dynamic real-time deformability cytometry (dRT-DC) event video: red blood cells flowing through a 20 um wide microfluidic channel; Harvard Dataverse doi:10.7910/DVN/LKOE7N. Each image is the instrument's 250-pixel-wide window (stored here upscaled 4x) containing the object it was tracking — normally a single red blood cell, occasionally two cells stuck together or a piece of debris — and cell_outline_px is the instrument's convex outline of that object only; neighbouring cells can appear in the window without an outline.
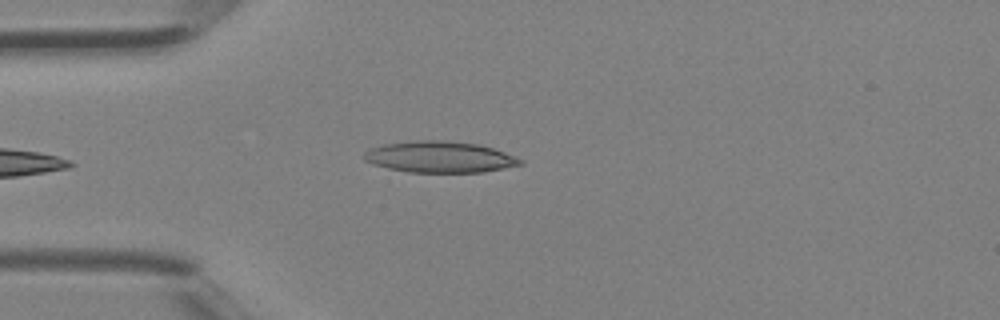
{"species": "Egyptian fruit bat (a non-hibernating species)", "species_latin": "Rousettus aegyptiacus", "temperature_condition": "room temperature", "stored_images_in_passage": 26, "camera_frame_rate_fps": 3000, "um_per_image_px": 0.085, "animal": {"sex": "female"}, "frame": {"image": 1, "passage_image": 1, "time_ms": 0.0, "image_size_px": [1000, 320], "cell_outline_px": [[524, 164], [484, 172], [408, 172], [388, 168], [372, 164], [364, 160], [364, 152], [368, 148], [384, 144], [416, 140], [444, 140], [480, 144], [516, 156], [524, 160]], "centroid_in_image_um": [37.38, 13.34], "position_along_channel_um": 47.6, "area_um2": 28.67}}
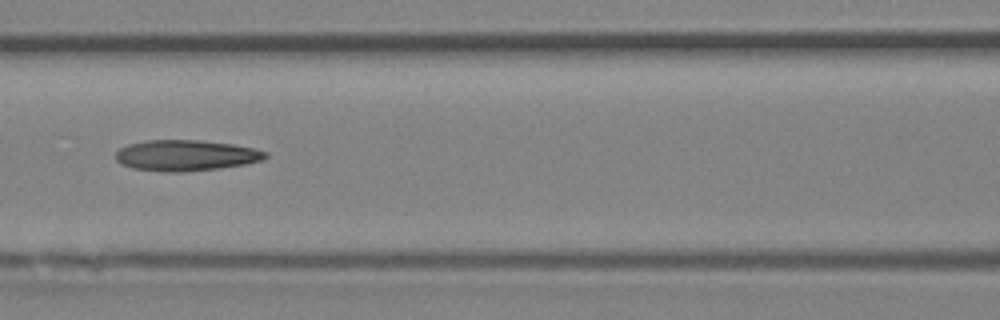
{"frame": {"image": 2, "passage_image": 8, "time_ms": 2.333, "image_size_px": [1000, 320], "cell_outline_px": [[268, 156], [264, 160], [244, 164], [220, 168], [180, 172], [168, 172], [132, 168], [120, 164], [116, 160], [116, 152], [120, 148], [128, 144], [148, 140], [200, 140], [232, 144], [256, 148], [268, 152]], "centroid_in_image_um": [15.82, 13.21], "position_along_channel_um": 150.8, "area_um2": 27.05}}
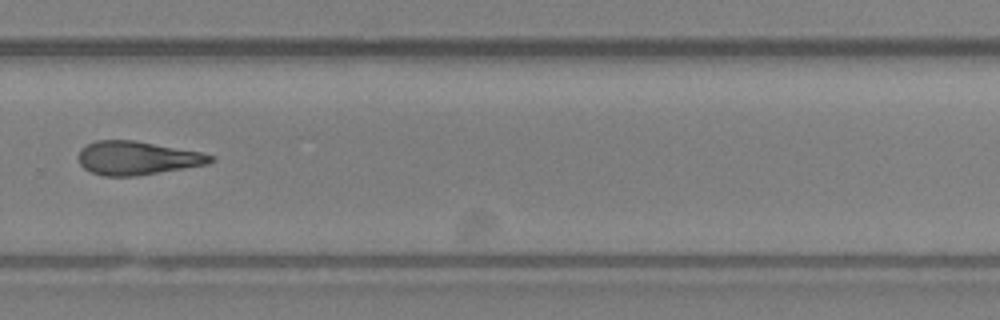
{"frame": {"image": 3, "passage_image": 18, "time_ms": 5.667, "image_size_px": [1000, 320], "cell_outline_px": [[216, 160], [208, 164], [136, 176], [104, 176], [92, 172], [84, 168], [80, 164], [80, 148], [96, 140], [136, 140], [200, 152], [216, 156]], "centroid_in_image_um": [11.69, 13.43], "position_along_channel_um": 318.1, "area_um2": 25.78}}